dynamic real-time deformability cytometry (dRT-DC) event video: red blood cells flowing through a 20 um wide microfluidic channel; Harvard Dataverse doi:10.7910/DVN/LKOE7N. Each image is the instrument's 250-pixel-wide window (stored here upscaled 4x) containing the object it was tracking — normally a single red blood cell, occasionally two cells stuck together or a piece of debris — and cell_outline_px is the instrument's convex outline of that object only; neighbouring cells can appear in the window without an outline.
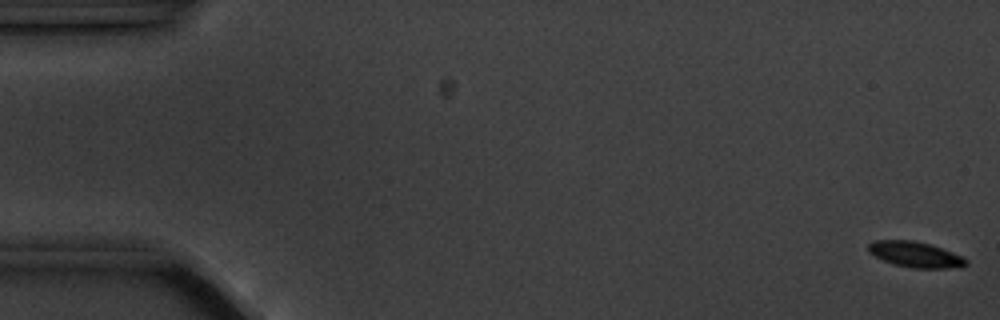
{"species": "common noctule bat (a hibernating species)", "species_latin": "Nyctalus noctula", "temperature_condition": "cold", "stored_images_in_passage": 5, "camera_frame_rate_fps": 3000, "um_per_image_px": 0.085, "animal": {"sex": "male", "body_mass_g": 20.1, "forearm_length_mm": 53.5}, "frame": {"image": 1, "passage_image": 1, "time_ms": 0.0, "image_size_px": [1000, 320], "cell_outline_px": [[968, 264], [960, 268], [912, 268], [892, 264], [868, 252], [868, 244], [876, 240], [912, 240], [928, 244], [940, 248], [960, 256], [968, 260]], "centroid_in_image_um": [77.8, 21.64], "position_along_channel_um": 7.2, "area_um2": 14.45}}